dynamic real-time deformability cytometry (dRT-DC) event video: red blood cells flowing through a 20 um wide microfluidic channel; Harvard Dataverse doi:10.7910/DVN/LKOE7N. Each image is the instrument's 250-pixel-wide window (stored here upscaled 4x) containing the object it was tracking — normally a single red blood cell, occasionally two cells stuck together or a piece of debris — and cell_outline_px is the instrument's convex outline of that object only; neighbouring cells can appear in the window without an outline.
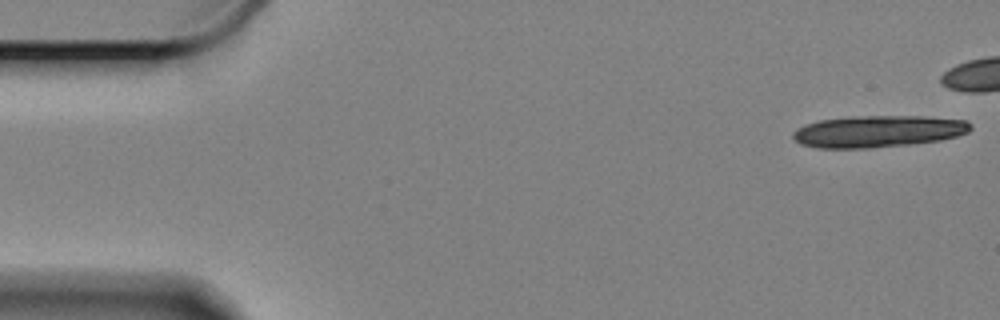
{"species": "Egyptian fruit bat (a non-hibernating species)", "species_latin": "Rousettus aegyptiacus", "temperature_condition": "cold", "stored_images_in_passage": 17, "camera_frame_rate_fps": 3000, "um_per_image_px": 0.085, "animal": {"sex": "female"}, "frame": {"image": 1, "passage_image": 1, "time_ms": 0.0, "image_size_px": [1000, 320], "cell_outline_px": [[972, 128], [968, 132], [956, 136], [940, 140], [868, 148], [820, 148], [800, 144], [792, 136], [792, 132], [796, 128], [804, 124], [820, 120], [852, 116], [920, 116], [968, 120], [972, 124]], "centroid_in_image_um": [74.62, 11.15], "position_along_channel_um": 10.4, "area_um2": 32.89}}